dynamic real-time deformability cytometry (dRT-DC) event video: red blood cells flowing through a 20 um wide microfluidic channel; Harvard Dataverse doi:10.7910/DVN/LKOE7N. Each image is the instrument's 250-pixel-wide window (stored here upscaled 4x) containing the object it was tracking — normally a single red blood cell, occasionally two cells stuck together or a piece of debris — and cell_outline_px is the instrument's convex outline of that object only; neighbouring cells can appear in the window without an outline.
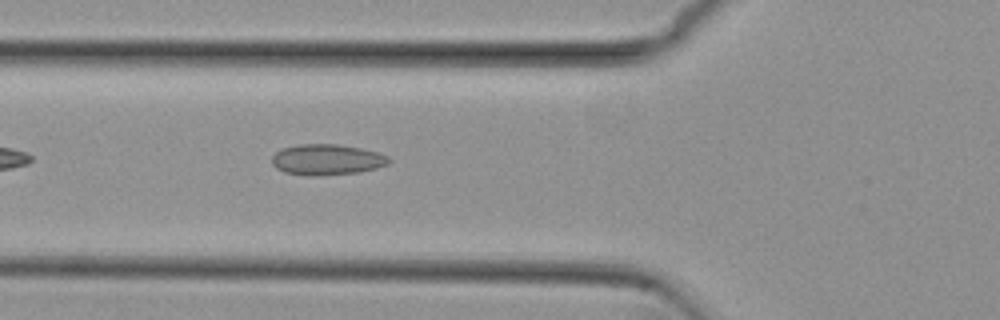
{"species": "common noctule bat (a hibernating species)", "species_latin": "Nyctalus noctula", "temperature_condition": "cold", "stored_images_in_passage": 39, "camera_frame_rate_fps": 3000, "um_per_image_px": 0.085, "animal": {"sex": "female", "body_mass_g": 29.2, "forearm_length_mm": 56.3}, "frame": {"image": 1, "passage_image": 5, "time_ms": 1.333, "image_size_px": [1000, 320], "cell_outline_px": [[392, 160], [388, 164], [376, 168], [360, 172], [320, 176], [308, 176], [284, 172], [276, 168], [272, 164], [272, 156], [280, 148], [300, 144], [336, 144], [360, 148], [376, 152], [388, 156]], "centroid_in_image_um": [27.77, 13.57], "position_along_channel_um": 98.0, "area_um2": 21.15}}
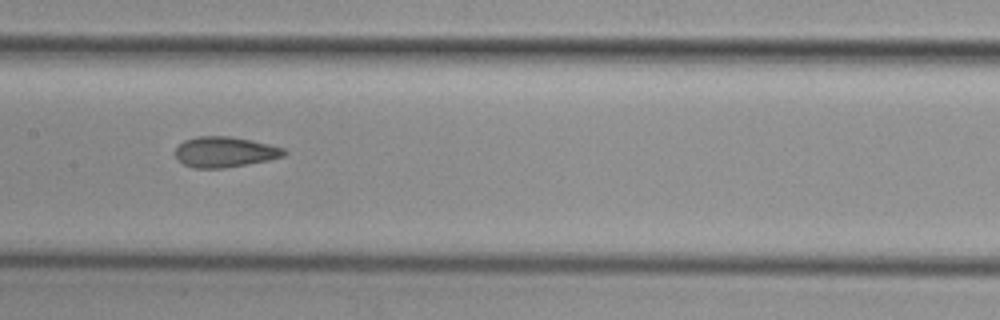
{"frame": {"image": 2, "passage_image": 12, "time_ms": 3.667, "image_size_px": [1000, 320], "cell_outline_px": [[288, 152], [284, 156], [268, 160], [224, 168], [192, 168], [184, 164], [176, 156], [176, 148], [184, 140], [196, 136], [228, 136], [252, 140], [284, 148]], "centroid_in_image_um": [19.12, 12.91], "position_along_channel_um": 188.3, "area_um2": 19.25}}
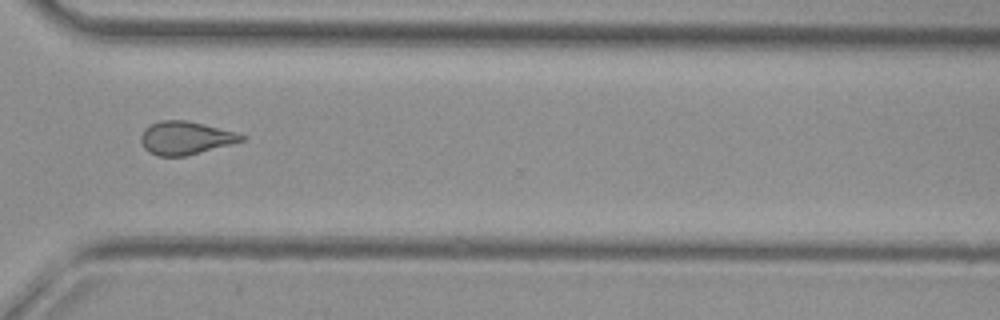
{"frame": {"image": 3, "passage_image": 25, "time_ms": 8.0, "image_size_px": [1000, 320], "cell_outline_px": [[248, 136], [244, 140], [232, 144], [184, 156], [156, 156], [148, 152], [144, 148], [140, 140], [140, 136], [144, 128], [160, 120], [188, 120], [236, 132]], "centroid_in_image_um": [15.75, 11.72], "position_along_channel_um": 354.8, "area_um2": 19.54}, "authors_computed_cell_mechanics": {"area_um2": 19.4786, "velocity_mm_per_s": 3.8421, "shape_relaxation_time_tau1_ms": null, "shape_relaxation_time_tau2_ms": 1.8038, "deformation_change_tau1": null, "deformation_change_tau2": 0.0968}}